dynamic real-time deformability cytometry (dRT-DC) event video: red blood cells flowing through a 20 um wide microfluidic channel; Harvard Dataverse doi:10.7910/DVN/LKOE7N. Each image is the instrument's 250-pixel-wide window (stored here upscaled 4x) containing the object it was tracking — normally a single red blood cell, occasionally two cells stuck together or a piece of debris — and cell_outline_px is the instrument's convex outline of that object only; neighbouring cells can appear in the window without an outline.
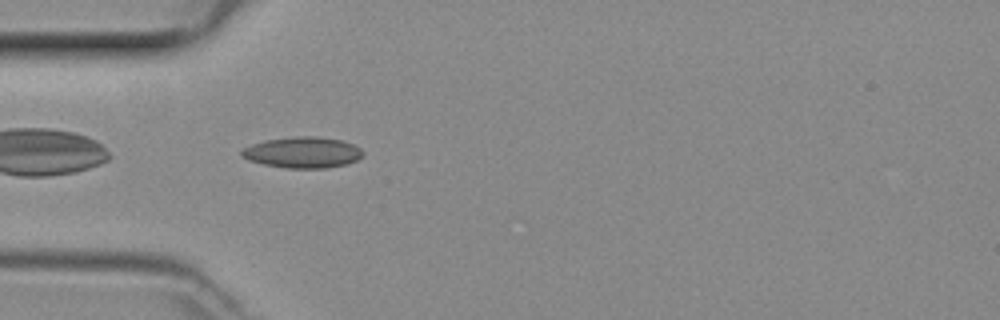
{"species": "common noctule bat (a hibernating species)", "species_latin": "Nyctalus noctula", "temperature_condition": "room temperature", "stored_images_in_passage": 35, "camera_frame_rate_fps": 3000, "um_per_image_px": 0.085, "animal": {"sex": "female", "body_mass_g": 29.2, "forearm_length_mm": 56.3}, "frame": {"image": 1, "passage_image": 1, "time_ms": 0.0, "image_size_px": [1000, 320], "cell_outline_px": [[364, 156], [348, 164], [324, 168], [288, 168], [264, 164], [248, 160], [240, 156], [240, 152], [244, 148], [252, 144], [264, 140], [296, 136], [316, 136], [344, 140], [360, 148], [364, 152]], "centroid_in_image_um": [25.74, 12.95], "position_along_channel_um": 59.3, "area_um2": 22.08}}
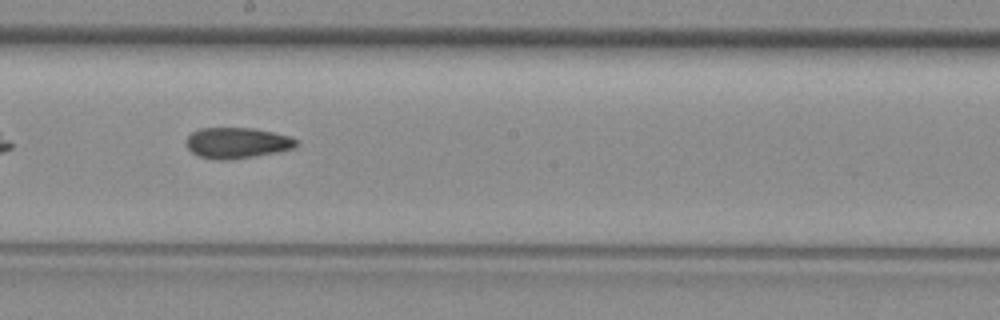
{"frame": {"image": 2, "passage_image": 13, "time_ms": 4.0, "image_size_px": [1000, 320], "cell_outline_px": [[296, 144], [292, 148], [276, 152], [228, 160], [220, 160], [200, 156], [192, 152], [188, 148], [188, 136], [192, 132], [200, 128], [252, 128], [272, 132], [288, 136], [296, 140]], "centroid_in_image_um": [20.12, 12.14], "position_along_channel_um": 228.1, "area_um2": 19.25}}
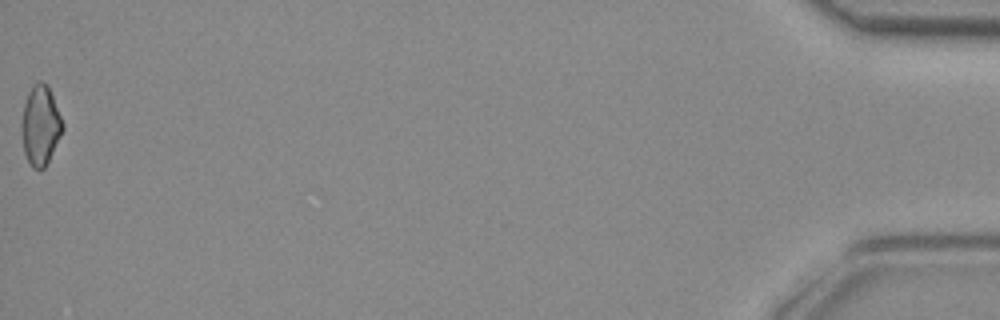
{"frame": {"image": 3, "passage_image": 35, "time_ms": 11.333, "image_size_px": [1000, 320], "cell_outline_px": [[64, 128], [44, 168], [32, 168], [24, 152], [20, 128], [20, 124], [24, 104], [28, 92], [32, 84], [40, 80], [48, 84], [64, 124]], "centroid_in_image_um": [3.42, 10.6], "position_along_channel_um": 431.8, "area_um2": 19.07}}